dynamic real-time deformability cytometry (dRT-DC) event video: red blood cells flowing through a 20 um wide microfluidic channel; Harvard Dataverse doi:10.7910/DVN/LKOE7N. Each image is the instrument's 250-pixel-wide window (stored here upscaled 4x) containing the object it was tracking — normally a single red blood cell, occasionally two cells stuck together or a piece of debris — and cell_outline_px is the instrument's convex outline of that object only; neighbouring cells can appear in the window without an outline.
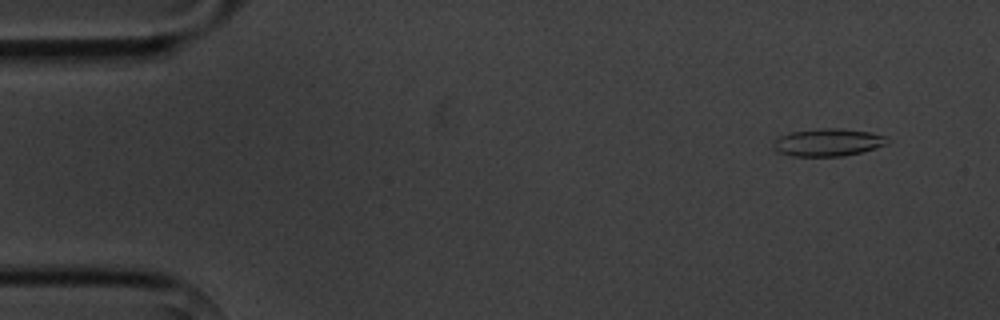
{"species": "common noctule bat (a hibernating species)", "species_latin": "Nyctalus noctula", "temperature_condition": "cold", "stored_images_in_passage": 5, "camera_frame_rate_fps": 3000, "um_per_image_px": 0.085, "animal": {"sex": "male", "body_mass_g": 20.1, "forearm_length_mm": 53.5}, "frame": {"image": 1, "passage_image": 2, "time_ms": 1.0, "image_size_px": [1000, 320], "cell_outline_px": [[892, 140], [888, 144], [860, 152], [844, 156], [792, 156], [776, 152], [772, 148], [772, 144], [780, 136], [792, 132], [816, 128], [840, 128], [868, 132], [888, 136]], "centroid_in_image_um": [70.39, 12.1], "position_along_channel_um": 14.6, "area_um2": 18.5}}